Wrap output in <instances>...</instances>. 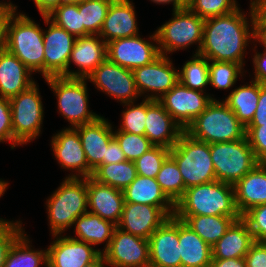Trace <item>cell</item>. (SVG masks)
<instances>
[{
  "label": "cell",
  "instance_id": "e7e4bbea",
  "mask_svg": "<svg viewBox=\"0 0 266 267\" xmlns=\"http://www.w3.org/2000/svg\"><path fill=\"white\" fill-rule=\"evenodd\" d=\"M85 0H61V4H74V3H80Z\"/></svg>",
  "mask_w": 266,
  "mask_h": 267
},
{
  "label": "cell",
  "instance_id": "7a4b0ae2",
  "mask_svg": "<svg viewBox=\"0 0 266 267\" xmlns=\"http://www.w3.org/2000/svg\"><path fill=\"white\" fill-rule=\"evenodd\" d=\"M197 215L241 217L234 186L215 180L187 188L175 203L174 216Z\"/></svg>",
  "mask_w": 266,
  "mask_h": 267
},
{
  "label": "cell",
  "instance_id": "ee69618b",
  "mask_svg": "<svg viewBox=\"0 0 266 267\" xmlns=\"http://www.w3.org/2000/svg\"><path fill=\"white\" fill-rule=\"evenodd\" d=\"M238 5L237 0H191L187 7L200 18L207 19L231 13Z\"/></svg>",
  "mask_w": 266,
  "mask_h": 267
},
{
  "label": "cell",
  "instance_id": "b9f144b4",
  "mask_svg": "<svg viewBox=\"0 0 266 267\" xmlns=\"http://www.w3.org/2000/svg\"><path fill=\"white\" fill-rule=\"evenodd\" d=\"M113 137L124 152L126 160L132 162L154 146L145 135L118 131L116 127L113 130Z\"/></svg>",
  "mask_w": 266,
  "mask_h": 267
},
{
  "label": "cell",
  "instance_id": "680465c9",
  "mask_svg": "<svg viewBox=\"0 0 266 267\" xmlns=\"http://www.w3.org/2000/svg\"><path fill=\"white\" fill-rule=\"evenodd\" d=\"M41 16H47L56 7L61 5V0H33Z\"/></svg>",
  "mask_w": 266,
  "mask_h": 267
},
{
  "label": "cell",
  "instance_id": "11a10c76",
  "mask_svg": "<svg viewBox=\"0 0 266 267\" xmlns=\"http://www.w3.org/2000/svg\"><path fill=\"white\" fill-rule=\"evenodd\" d=\"M253 22H266V0H250Z\"/></svg>",
  "mask_w": 266,
  "mask_h": 267
},
{
  "label": "cell",
  "instance_id": "44dd1931",
  "mask_svg": "<svg viewBox=\"0 0 266 267\" xmlns=\"http://www.w3.org/2000/svg\"><path fill=\"white\" fill-rule=\"evenodd\" d=\"M107 59V43L99 35L77 37L68 62V78L87 77ZM71 64L77 69L72 70Z\"/></svg>",
  "mask_w": 266,
  "mask_h": 267
},
{
  "label": "cell",
  "instance_id": "f907efd6",
  "mask_svg": "<svg viewBox=\"0 0 266 267\" xmlns=\"http://www.w3.org/2000/svg\"><path fill=\"white\" fill-rule=\"evenodd\" d=\"M254 48L253 52L254 55L252 57V64H253V70L254 72V78L252 77V80L257 81L262 84H266V50H263V52H258L257 45L253 43Z\"/></svg>",
  "mask_w": 266,
  "mask_h": 267
},
{
  "label": "cell",
  "instance_id": "ffe728a7",
  "mask_svg": "<svg viewBox=\"0 0 266 267\" xmlns=\"http://www.w3.org/2000/svg\"><path fill=\"white\" fill-rule=\"evenodd\" d=\"M150 261L157 267H181L178 218L169 217L148 239Z\"/></svg>",
  "mask_w": 266,
  "mask_h": 267
},
{
  "label": "cell",
  "instance_id": "03108f58",
  "mask_svg": "<svg viewBox=\"0 0 266 267\" xmlns=\"http://www.w3.org/2000/svg\"><path fill=\"white\" fill-rule=\"evenodd\" d=\"M143 267H157V266H154V265H151V264H148V265H145Z\"/></svg>",
  "mask_w": 266,
  "mask_h": 267
},
{
  "label": "cell",
  "instance_id": "7c38bea8",
  "mask_svg": "<svg viewBox=\"0 0 266 267\" xmlns=\"http://www.w3.org/2000/svg\"><path fill=\"white\" fill-rule=\"evenodd\" d=\"M213 100H216L214 95L192 90L178 82L157 101L185 131Z\"/></svg>",
  "mask_w": 266,
  "mask_h": 267
},
{
  "label": "cell",
  "instance_id": "ba28073f",
  "mask_svg": "<svg viewBox=\"0 0 266 267\" xmlns=\"http://www.w3.org/2000/svg\"><path fill=\"white\" fill-rule=\"evenodd\" d=\"M205 19L200 18L188 7L172 11V18L155 30L160 55L168 56L179 50L197 45L198 54L203 41Z\"/></svg>",
  "mask_w": 266,
  "mask_h": 267
},
{
  "label": "cell",
  "instance_id": "4dcf8cb0",
  "mask_svg": "<svg viewBox=\"0 0 266 267\" xmlns=\"http://www.w3.org/2000/svg\"><path fill=\"white\" fill-rule=\"evenodd\" d=\"M125 203H137L175 208V204L162 191L156 178L137 175L132 183L123 190Z\"/></svg>",
  "mask_w": 266,
  "mask_h": 267
},
{
  "label": "cell",
  "instance_id": "003e7915",
  "mask_svg": "<svg viewBox=\"0 0 266 267\" xmlns=\"http://www.w3.org/2000/svg\"><path fill=\"white\" fill-rule=\"evenodd\" d=\"M186 5L191 1V0H182Z\"/></svg>",
  "mask_w": 266,
  "mask_h": 267
},
{
  "label": "cell",
  "instance_id": "8992f818",
  "mask_svg": "<svg viewBox=\"0 0 266 267\" xmlns=\"http://www.w3.org/2000/svg\"><path fill=\"white\" fill-rule=\"evenodd\" d=\"M57 100V111L70 128L95 121L101 114L89 108L87 79L50 76L44 78Z\"/></svg>",
  "mask_w": 266,
  "mask_h": 267
},
{
  "label": "cell",
  "instance_id": "db71d44e",
  "mask_svg": "<svg viewBox=\"0 0 266 267\" xmlns=\"http://www.w3.org/2000/svg\"><path fill=\"white\" fill-rule=\"evenodd\" d=\"M122 161H126L124 152L113 137L106 147V158H103V164L119 163Z\"/></svg>",
  "mask_w": 266,
  "mask_h": 267
},
{
  "label": "cell",
  "instance_id": "6da1fadb",
  "mask_svg": "<svg viewBox=\"0 0 266 267\" xmlns=\"http://www.w3.org/2000/svg\"><path fill=\"white\" fill-rule=\"evenodd\" d=\"M249 8V12L239 7L231 13L205 19L198 54L209 61L235 62L244 68L247 47L253 44V13Z\"/></svg>",
  "mask_w": 266,
  "mask_h": 267
},
{
  "label": "cell",
  "instance_id": "e575fe53",
  "mask_svg": "<svg viewBox=\"0 0 266 267\" xmlns=\"http://www.w3.org/2000/svg\"><path fill=\"white\" fill-rule=\"evenodd\" d=\"M137 175L135 163L126 160L100 165L93 171L92 178L101 184L124 190Z\"/></svg>",
  "mask_w": 266,
  "mask_h": 267
},
{
  "label": "cell",
  "instance_id": "94428289",
  "mask_svg": "<svg viewBox=\"0 0 266 267\" xmlns=\"http://www.w3.org/2000/svg\"><path fill=\"white\" fill-rule=\"evenodd\" d=\"M85 267H109L107 264L105 257L101 254L95 261L87 264Z\"/></svg>",
  "mask_w": 266,
  "mask_h": 267
},
{
  "label": "cell",
  "instance_id": "e0dca14e",
  "mask_svg": "<svg viewBox=\"0 0 266 267\" xmlns=\"http://www.w3.org/2000/svg\"><path fill=\"white\" fill-rule=\"evenodd\" d=\"M51 150L59 167L71 171L66 178H88L89 165L78 131L64 127L51 138Z\"/></svg>",
  "mask_w": 266,
  "mask_h": 267
},
{
  "label": "cell",
  "instance_id": "816d5d0a",
  "mask_svg": "<svg viewBox=\"0 0 266 267\" xmlns=\"http://www.w3.org/2000/svg\"><path fill=\"white\" fill-rule=\"evenodd\" d=\"M16 12L13 8L0 6V52L6 50L8 25Z\"/></svg>",
  "mask_w": 266,
  "mask_h": 267
},
{
  "label": "cell",
  "instance_id": "d4e9b609",
  "mask_svg": "<svg viewBox=\"0 0 266 267\" xmlns=\"http://www.w3.org/2000/svg\"><path fill=\"white\" fill-rule=\"evenodd\" d=\"M88 211L118 225L125 204L123 190L87 178Z\"/></svg>",
  "mask_w": 266,
  "mask_h": 267
},
{
  "label": "cell",
  "instance_id": "603a6c76",
  "mask_svg": "<svg viewBox=\"0 0 266 267\" xmlns=\"http://www.w3.org/2000/svg\"><path fill=\"white\" fill-rule=\"evenodd\" d=\"M184 132L157 100L147 99L145 136L154 146L171 149Z\"/></svg>",
  "mask_w": 266,
  "mask_h": 267
},
{
  "label": "cell",
  "instance_id": "484cf974",
  "mask_svg": "<svg viewBox=\"0 0 266 267\" xmlns=\"http://www.w3.org/2000/svg\"><path fill=\"white\" fill-rule=\"evenodd\" d=\"M233 186L241 216L255 206L266 204V163L257 164Z\"/></svg>",
  "mask_w": 266,
  "mask_h": 267
},
{
  "label": "cell",
  "instance_id": "9c48e42d",
  "mask_svg": "<svg viewBox=\"0 0 266 267\" xmlns=\"http://www.w3.org/2000/svg\"><path fill=\"white\" fill-rule=\"evenodd\" d=\"M35 82L28 89L9 99L11 104L13 149L34 141L42 133L44 107Z\"/></svg>",
  "mask_w": 266,
  "mask_h": 267
},
{
  "label": "cell",
  "instance_id": "6f0895ef",
  "mask_svg": "<svg viewBox=\"0 0 266 267\" xmlns=\"http://www.w3.org/2000/svg\"><path fill=\"white\" fill-rule=\"evenodd\" d=\"M210 267H246V260L242 258L212 259Z\"/></svg>",
  "mask_w": 266,
  "mask_h": 267
},
{
  "label": "cell",
  "instance_id": "8fae6325",
  "mask_svg": "<svg viewBox=\"0 0 266 267\" xmlns=\"http://www.w3.org/2000/svg\"><path fill=\"white\" fill-rule=\"evenodd\" d=\"M87 81L121 104L136 102L141 97L136 88L133 70L121 67L108 58L87 77Z\"/></svg>",
  "mask_w": 266,
  "mask_h": 267
},
{
  "label": "cell",
  "instance_id": "6125c7cd",
  "mask_svg": "<svg viewBox=\"0 0 266 267\" xmlns=\"http://www.w3.org/2000/svg\"><path fill=\"white\" fill-rule=\"evenodd\" d=\"M9 183L8 181H5L4 179H0V198L5 194L6 190L8 189ZM3 218H0V221Z\"/></svg>",
  "mask_w": 266,
  "mask_h": 267
},
{
  "label": "cell",
  "instance_id": "f35d334b",
  "mask_svg": "<svg viewBox=\"0 0 266 267\" xmlns=\"http://www.w3.org/2000/svg\"><path fill=\"white\" fill-rule=\"evenodd\" d=\"M245 69L235 62L209 61V85L217 90L233 89Z\"/></svg>",
  "mask_w": 266,
  "mask_h": 267
},
{
  "label": "cell",
  "instance_id": "7bdbcfd3",
  "mask_svg": "<svg viewBox=\"0 0 266 267\" xmlns=\"http://www.w3.org/2000/svg\"><path fill=\"white\" fill-rule=\"evenodd\" d=\"M170 155V149L164 146H153L134 161L137 174L156 178L165 159Z\"/></svg>",
  "mask_w": 266,
  "mask_h": 267
},
{
  "label": "cell",
  "instance_id": "2e32d148",
  "mask_svg": "<svg viewBox=\"0 0 266 267\" xmlns=\"http://www.w3.org/2000/svg\"><path fill=\"white\" fill-rule=\"evenodd\" d=\"M109 267H143L149 264V241L116 227L102 253Z\"/></svg>",
  "mask_w": 266,
  "mask_h": 267
},
{
  "label": "cell",
  "instance_id": "f1b7e54d",
  "mask_svg": "<svg viewBox=\"0 0 266 267\" xmlns=\"http://www.w3.org/2000/svg\"><path fill=\"white\" fill-rule=\"evenodd\" d=\"M181 267H210L212 248L187 224L178 219Z\"/></svg>",
  "mask_w": 266,
  "mask_h": 267
},
{
  "label": "cell",
  "instance_id": "d6a6232c",
  "mask_svg": "<svg viewBox=\"0 0 266 267\" xmlns=\"http://www.w3.org/2000/svg\"><path fill=\"white\" fill-rule=\"evenodd\" d=\"M187 224L210 247H212L227 231L231 224L241 217L229 216H175Z\"/></svg>",
  "mask_w": 266,
  "mask_h": 267
},
{
  "label": "cell",
  "instance_id": "5bb4252c",
  "mask_svg": "<svg viewBox=\"0 0 266 267\" xmlns=\"http://www.w3.org/2000/svg\"><path fill=\"white\" fill-rule=\"evenodd\" d=\"M150 39V40H149ZM160 56L155 31L148 40L137 35L107 43V58L129 70L152 63Z\"/></svg>",
  "mask_w": 266,
  "mask_h": 267
},
{
  "label": "cell",
  "instance_id": "3957f363",
  "mask_svg": "<svg viewBox=\"0 0 266 267\" xmlns=\"http://www.w3.org/2000/svg\"><path fill=\"white\" fill-rule=\"evenodd\" d=\"M45 203L50 233L65 234L88 211L87 178L65 177Z\"/></svg>",
  "mask_w": 266,
  "mask_h": 267
},
{
  "label": "cell",
  "instance_id": "74e56055",
  "mask_svg": "<svg viewBox=\"0 0 266 267\" xmlns=\"http://www.w3.org/2000/svg\"><path fill=\"white\" fill-rule=\"evenodd\" d=\"M112 2L113 0H85L79 3L84 36L99 35Z\"/></svg>",
  "mask_w": 266,
  "mask_h": 267
},
{
  "label": "cell",
  "instance_id": "d6986e66",
  "mask_svg": "<svg viewBox=\"0 0 266 267\" xmlns=\"http://www.w3.org/2000/svg\"><path fill=\"white\" fill-rule=\"evenodd\" d=\"M175 208L125 203L118 228L145 239L159 228L169 217L174 216Z\"/></svg>",
  "mask_w": 266,
  "mask_h": 267
},
{
  "label": "cell",
  "instance_id": "be15d7a7",
  "mask_svg": "<svg viewBox=\"0 0 266 267\" xmlns=\"http://www.w3.org/2000/svg\"><path fill=\"white\" fill-rule=\"evenodd\" d=\"M0 6H6V7H10V8H13L15 10L18 11V6L13 4L10 0H7L4 2V0L0 1Z\"/></svg>",
  "mask_w": 266,
  "mask_h": 267
},
{
  "label": "cell",
  "instance_id": "7402d4cb",
  "mask_svg": "<svg viewBox=\"0 0 266 267\" xmlns=\"http://www.w3.org/2000/svg\"><path fill=\"white\" fill-rule=\"evenodd\" d=\"M79 134L83 150L89 165V177L106 158V147L113 138L114 126L104 116L95 121L74 127Z\"/></svg>",
  "mask_w": 266,
  "mask_h": 267
},
{
  "label": "cell",
  "instance_id": "4316f807",
  "mask_svg": "<svg viewBox=\"0 0 266 267\" xmlns=\"http://www.w3.org/2000/svg\"><path fill=\"white\" fill-rule=\"evenodd\" d=\"M33 73L13 54L0 52V97L10 99L35 83Z\"/></svg>",
  "mask_w": 266,
  "mask_h": 267
},
{
  "label": "cell",
  "instance_id": "bcb514c9",
  "mask_svg": "<svg viewBox=\"0 0 266 267\" xmlns=\"http://www.w3.org/2000/svg\"><path fill=\"white\" fill-rule=\"evenodd\" d=\"M241 218L247 223L255 241H266V204L247 210Z\"/></svg>",
  "mask_w": 266,
  "mask_h": 267
},
{
  "label": "cell",
  "instance_id": "ac0fdd59",
  "mask_svg": "<svg viewBox=\"0 0 266 267\" xmlns=\"http://www.w3.org/2000/svg\"><path fill=\"white\" fill-rule=\"evenodd\" d=\"M47 249V267H85L102 253L100 248L76 240L70 235H51Z\"/></svg>",
  "mask_w": 266,
  "mask_h": 267
},
{
  "label": "cell",
  "instance_id": "836d02e7",
  "mask_svg": "<svg viewBox=\"0 0 266 267\" xmlns=\"http://www.w3.org/2000/svg\"><path fill=\"white\" fill-rule=\"evenodd\" d=\"M30 235L24 232L10 247L4 267H47V249L32 247ZM31 243V244H30Z\"/></svg>",
  "mask_w": 266,
  "mask_h": 267
},
{
  "label": "cell",
  "instance_id": "f546056e",
  "mask_svg": "<svg viewBox=\"0 0 266 267\" xmlns=\"http://www.w3.org/2000/svg\"><path fill=\"white\" fill-rule=\"evenodd\" d=\"M73 226L75 236L70 237L91 244L95 248L97 245L103 244L104 248L101 249V253L109 247L117 227L113 222L102 219L99 215L89 211L79 216Z\"/></svg>",
  "mask_w": 266,
  "mask_h": 267
},
{
  "label": "cell",
  "instance_id": "c3c4849f",
  "mask_svg": "<svg viewBox=\"0 0 266 267\" xmlns=\"http://www.w3.org/2000/svg\"><path fill=\"white\" fill-rule=\"evenodd\" d=\"M8 142L13 149V128L9 99L0 97V143Z\"/></svg>",
  "mask_w": 266,
  "mask_h": 267
},
{
  "label": "cell",
  "instance_id": "30bf717a",
  "mask_svg": "<svg viewBox=\"0 0 266 267\" xmlns=\"http://www.w3.org/2000/svg\"><path fill=\"white\" fill-rule=\"evenodd\" d=\"M216 180L235 185L260 162L246 137L232 142L211 143Z\"/></svg>",
  "mask_w": 266,
  "mask_h": 267
},
{
  "label": "cell",
  "instance_id": "f5cc1de1",
  "mask_svg": "<svg viewBox=\"0 0 266 267\" xmlns=\"http://www.w3.org/2000/svg\"><path fill=\"white\" fill-rule=\"evenodd\" d=\"M266 125V84L259 83V101L254 117L248 126Z\"/></svg>",
  "mask_w": 266,
  "mask_h": 267
},
{
  "label": "cell",
  "instance_id": "1f68e13d",
  "mask_svg": "<svg viewBox=\"0 0 266 267\" xmlns=\"http://www.w3.org/2000/svg\"><path fill=\"white\" fill-rule=\"evenodd\" d=\"M235 87L222 101L235 113L237 119L245 126L251 123L259 101V82Z\"/></svg>",
  "mask_w": 266,
  "mask_h": 267
},
{
  "label": "cell",
  "instance_id": "91938a15",
  "mask_svg": "<svg viewBox=\"0 0 266 267\" xmlns=\"http://www.w3.org/2000/svg\"><path fill=\"white\" fill-rule=\"evenodd\" d=\"M149 1L156 3V5L172 4L173 6L172 11L180 10L187 7V5L182 0H149Z\"/></svg>",
  "mask_w": 266,
  "mask_h": 267
},
{
  "label": "cell",
  "instance_id": "cb8c5ba5",
  "mask_svg": "<svg viewBox=\"0 0 266 267\" xmlns=\"http://www.w3.org/2000/svg\"><path fill=\"white\" fill-rule=\"evenodd\" d=\"M135 6L132 0H113L99 36L108 43L120 38L139 35Z\"/></svg>",
  "mask_w": 266,
  "mask_h": 267
},
{
  "label": "cell",
  "instance_id": "9a60e30c",
  "mask_svg": "<svg viewBox=\"0 0 266 267\" xmlns=\"http://www.w3.org/2000/svg\"><path fill=\"white\" fill-rule=\"evenodd\" d=\"M48 26L44 29V78L63 76L68 78V62L76 37L57 26L47 16H42Z\"/></svg>",
  "mask_w": 266,
  "mask_h": 267
},
{
  "label": "cell",
  "instance_id": "ab89813d",
  "mask_svg": "<svg viewBox=\"0 0 266 267\" xmlns=\"http://www.w3.org/2000/svg\"><path fill=\"white\" fill-rule=\"evenodd\" d=\"M47 17L76 38L84 36V24H82L81 14L79 13V3L61 4Z\"/></svg>",
  "mask_w": 266,
  "mask_h": 267
},
{
  "label": "cell",
  "instance_id": "52a82bcc",
  "mask_svg": "<svg viewBox=\"0 0 266 267\" xmlns=\"http://www.w3.org/2000/svg\"><path fill=\"white\" fill-rule=\"evenodd\" d=\"M170 156L178 165L186 189L216 180L210 144L184 131L170 149Z\"/></svg>",
  "mask_w": 266,
  "mask_h": 267
},
{
  "label": "cell",
  "instance_id": "8d00e7d4",
  "mask_svg": "<svg viewBox=\"0 0 266 267\" xmlns=\"http://www.w3.org/2000/svg\"><path fill=\"white\" fill-rule=\"evenodd\" d=\"M156 181L174 204L183 196L186 190L178 165L170 155L163 162L156 176Z\"/></svg>",
  "mask_w": 266,
  "mask_h": 267
},
{
  "label": "cell",
  "instance_id": "277c9868",
  "mask_svg": "<svg viewBox=\"0 0 266 267\" xmlns=\"http://www.w3.org/2000/svg\"><path fill=\"white\" fill-rule=\"evenodd\" d=\"M44 28L25 13L16 12L8 25L6 50L33 74L44 78Z\"/></svg>",
  "mask_w": 266,
  "mask_h": 267
},
{
  "label": "cell",
  "instance_id": "7dc6e473",
  "mask_svg": "<svg viewBox=\"0 0 266 267\" xmlns=\"http://www.w3.org/2000/svg\"><path fill=\"white\" fill-rule=\"evenodd\" d=\"M246 138L259 162L266 163V125L247 126Z\"/></svg>",
  "mask_w": 266,
  "mask_h": 267
},
{
  "label": "cell",
  "instance_id": "4fadbf2b",
  "mask_svg": "<svg viewBox=\"0 0 266 267\" xmlns=\"http://www.w3.org/2000/svg\"><path fill=\"white\" fill-rule=\"evenodd\" d=\"M170 59L169 56L160 55L152 63L133 70L136 88L142 99L159 100L179 82L178 69Z\"/></svg>",
  "mask_w": 266,
  "mask_h": 267
},
{
  "label": "cell",
  "instance_id": "d590c367",
  "mask_svg": "<svg viewBox=\"0 0 266 267\" xmlns=\"http://www.w3.org/2000/svg\"><path fill=\"white\" fill-rule=\"evenodd\" d=\"M179 82L184 86L205 92L209 85V60L200 54H193L178 68Z\"/></svg>",
  "mask_w": 266,
  "mask_h": 267
},
{
  "label": "cell",
  "instance_id": "83f0119b",
  "mask_svg": "<svg viewBox=\"0 0 266 267\" xmlns=\"http://www.w3.org/2000/svg\"><path fill=\"white\" fill-rule=\"evenodd\" d=\"M255 242L247 223L235 220L226 233L211 247L212 259H231L245 257Z\"/></svg>",
  "mask_w": 266,
  "mask_h": 267
},
{
  "label": "cell",
  "instance_id": "5b68a950",
  "mask_svg": "<svg viewBox=\"0 0 266 267\" xmlns=\"http://www.w3.org/2000/svg\"><path fill=\"white\" fill-rule=\"evenodd\" d=\"M185 132L208 144L232 142L246 137L245 126L222 100L217 99L194 119Z\"/></svg>",
  "mask_w": 266,
  "mask_h": 267
},
{
  "label": "cell",
  "instance_id": "681fc988",
  "mask_svg": "<svg viewBox=\"0 0 266 267\" xmlns=\"http://www.w3.org/2000/svg\"><path fill=\"white\" fill-rule=\"evenodd\" d=\"M244 258L246 267H266V241H255Z\"/></svg>",
  "mask_w": 266,
  "mask_h": 267
},
{
  "label": "cell",
  "instance_id": "f6af8a7d",
  "mask_svg": "<svg viewBox=\"0 0 266 267\" xmlns=\"http://www.w3.org/2000/svg\"><path fill=\"white\" fill-rule=\"evenodd\" d=\"M22 220L0 221V267H4L7 254L12 244L25 232Z\"/></svg>",
  "mask_w": 266,
  "mask_h": 267
},
{
  "label": "cell",
  "instance_id": "9f6ffc18",
  "mask_svg": "<svg viewBox=\"0 0 266 267\" xmlns=\"http://www.w3.org/2000/svg\"><path fill=\"white\" fill-rule=\"evenodd\" d=\"M258 42L266 50V22H253V43Z\"/></svg>",
  "mask_w": 266,
  "mask_h": 267
},
{
  "label": "cell",
  "instance_id": "60d3db41",
  "mask_svg": "<svg viewBox=\"0 0 266 267\" xmlns=\"http://www.w3.org/2000/svg\"><path fill=\"white\" fill-rule=\"evenodd\" d=\"M125 108L121 113V122L118 131L145 135L147 99L140 102L122 104Z\"/></svg>",
  "mask_w": 266,
  "mask_h": 267
}]
</instances>
